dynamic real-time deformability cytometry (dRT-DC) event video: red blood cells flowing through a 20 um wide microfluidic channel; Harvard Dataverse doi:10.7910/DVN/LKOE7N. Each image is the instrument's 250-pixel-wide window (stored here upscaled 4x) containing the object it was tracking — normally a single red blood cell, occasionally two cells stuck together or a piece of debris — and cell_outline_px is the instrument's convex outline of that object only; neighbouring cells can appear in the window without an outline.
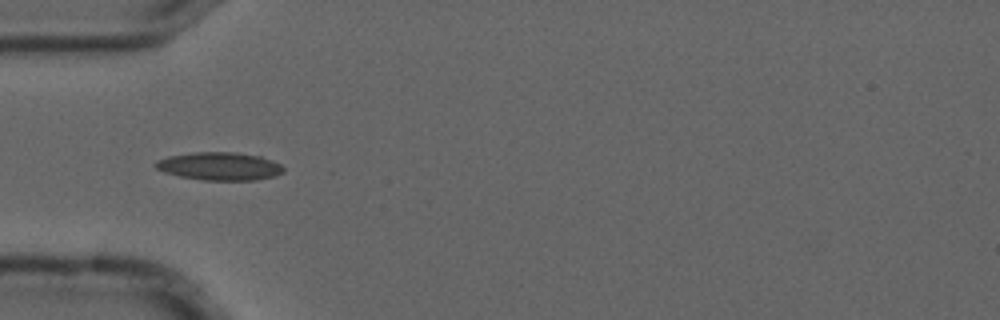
{"species": "common noctule bat (a hibernating species)", "species_latin": "Nyctalus noctula", "temperature_condition": "cold", "stored_images_in_passage": 6, "camera_frame_rate_fps": 3000, "um_per_image_px": 0.085, "animal": {"sex": "male", "forearm_length_mm": 52.5}, "frame": {"image": 1, "passage_image": 5, "time_ms": 1.333, "image_size_px": [1000, 320], "cell_outline_px": [[284, 172], [276, 176], [256, 180], [204, 180], [180, 176], [164, 172], [156, 168], [152, 164], [156, 160], [168, 156], [196, 152], [236, 152], [260, 156], [272, 160], [280, 164], [284, 168]], "centroid_in_image_um": [18.67, 14.13], "position_along_channel_um": 66.3, "area_um2": 20.98}}
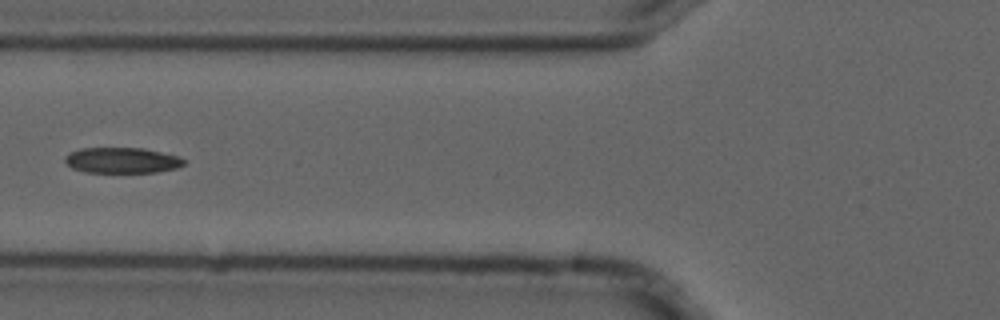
{"frame": {"image": 2, "passage_image": 6, "time_ms": 1.667, "image_size_px": [1000, 320], "cell_outline_px": [[184, 164], [180, 168], [156, 172], [84, 172], [72, 168], [64, 160], [64, 156], [68, 152], [80, 148], [144, 148], [180, 156], [184, 160]], "centroid_in_image_um": [10.37, 13.62], "position_along_channel_um": 115.4, "area_um2": 17.98}}